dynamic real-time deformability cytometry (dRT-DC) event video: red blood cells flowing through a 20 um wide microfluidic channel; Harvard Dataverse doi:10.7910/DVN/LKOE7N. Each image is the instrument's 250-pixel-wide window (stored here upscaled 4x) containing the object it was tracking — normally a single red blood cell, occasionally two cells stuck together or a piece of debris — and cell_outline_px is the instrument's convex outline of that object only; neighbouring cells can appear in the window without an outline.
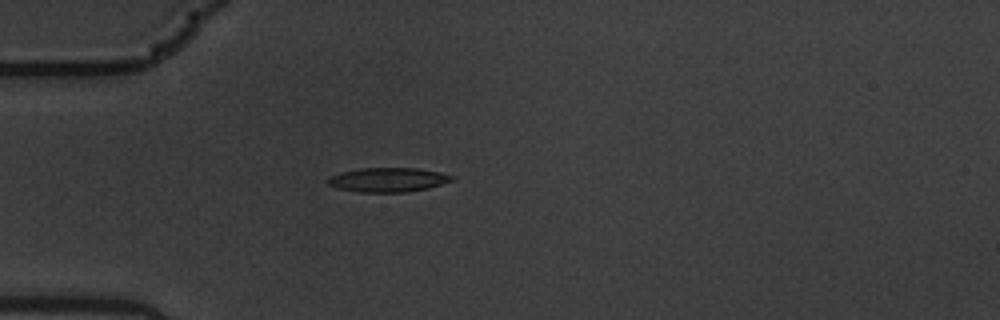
{"species": "common noctule bat (a hibernating species)", "species_latin": "Nyctalus noctula", "temperature_condition": "warm", "stored_images_in_passage": 5, "camera_frame_rate_fps": 3000, "um_per_image_px": 0.085, "animal": {"sex": "male", "body_mass_g": 19.5, "forearm_length_mm": 54.6}, "frame": {"image": 1, "passage_image": 5, "time_ms": 1.333, "image_size_px": [1000, 320], "cell_outline_px": [[456, 176], [452, 180], [428, 188], [404, 192], [360, 192], [336, 188], [328, 184], [324, 180], [340, 172], [360, 168], [416, 168], [440, 172]], "centroid_in_image_um": [32.95, 15.28], "position_along_channel_um": 52.1, "area_um2": 17.51}}